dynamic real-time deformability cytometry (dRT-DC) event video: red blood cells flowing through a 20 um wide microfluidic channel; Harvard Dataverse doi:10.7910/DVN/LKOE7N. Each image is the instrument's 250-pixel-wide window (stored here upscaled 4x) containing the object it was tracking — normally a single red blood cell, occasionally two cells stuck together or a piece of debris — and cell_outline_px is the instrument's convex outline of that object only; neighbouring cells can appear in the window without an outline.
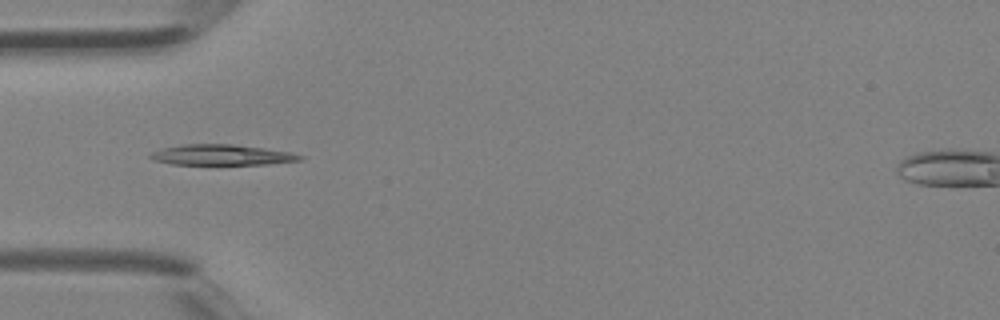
{"species": "Egyptian fruit bat (a non-hibernating species)", "species_latin": "Rousettus aegyptiacus", "temperature_condition": "room temperature", "stored_images_in_passage": 32, "segment_of_instrument_passage": [2, 2], "camera_frame_rate_fps": 3000, "um_per_image_px": 0.085, "animal": {"sex": "female"}, "frame": {"image": 1, "passage_image": 5, "time_ms": 1.333, "image_size_px": [1000, 320], "cell_outline_px": [[304, 156], [300, 160], [268, 164], [172, 164], [156, 160], [148, 156], [152, 152], [164, 148], [184, 144], [232, 144], [264, 148], [288, 152]], "centroid_in_image_um": [18.84, 13.16], "position_along_channel_um": 66.2, "area_um2": 17.57}}
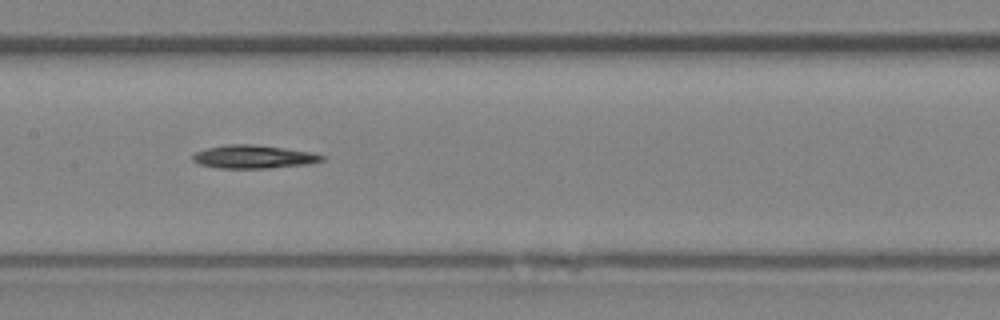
{"frame": {"image": 2, "passage_image": 12, "time_ms": 3.667, "image_size_px": [1000, 320], "cell_outline_px": [[324, 160], [312, 164], [272, 168], [220, 168], [200, 164], [192, 160], [192, 156], [196, 152], [208, 148], [228, 144], [252, 144], [284, 148], [312, 152], [324, 156]], "centroid_in_image_um": [21.6, 13.33], "position_along_channel_um": 185.8, "area_um2": 17.51}}
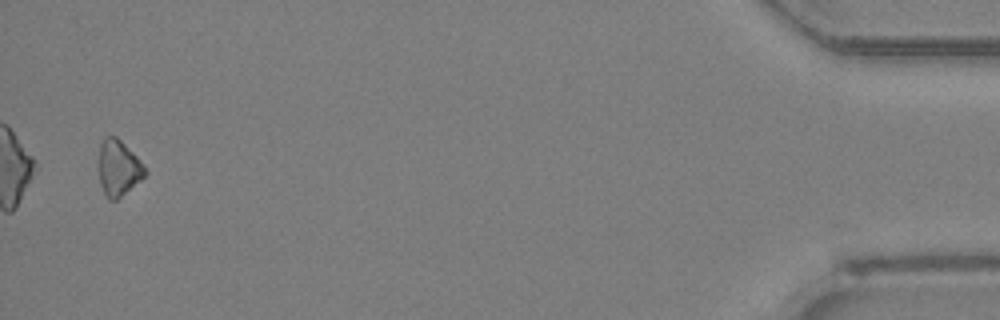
{"frame": {"image": 3, "passage_image": 31, "time_ms": 10.0, "image_size_px": [1000, 320], "cell_outline_px": [[148, 172], [140, 180], [116, 200], [108, 200], [100, 184], [100, 144], [104, 136], [116, 136], [144, 164]], "centroid_in_image_um": [10.08, 14.27], "position_along_channel_um": 425.1, "area_um2": 14.74}}